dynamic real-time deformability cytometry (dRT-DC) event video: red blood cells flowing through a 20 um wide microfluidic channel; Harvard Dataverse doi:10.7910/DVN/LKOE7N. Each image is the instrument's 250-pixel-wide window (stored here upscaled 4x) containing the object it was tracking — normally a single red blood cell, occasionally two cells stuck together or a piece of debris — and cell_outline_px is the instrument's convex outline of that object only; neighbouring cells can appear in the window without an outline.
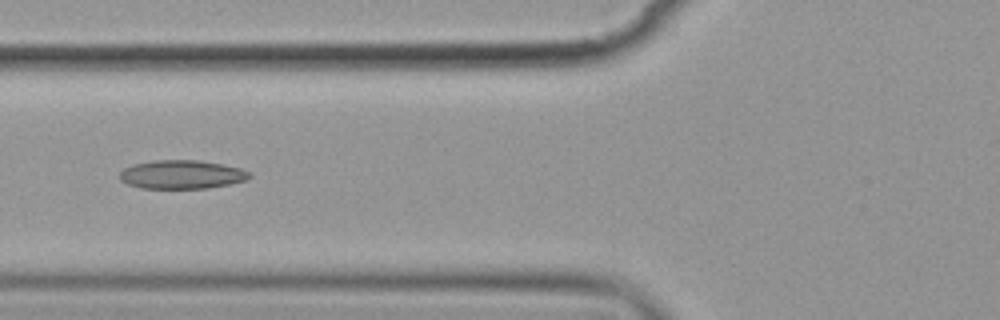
{"species": "common noctule bat (a hibernating species)", "species_latin": "Nyctalus noctula", "temperature_condition": "cold", "stored_images_in_passage": 7, "camera_frame_rate_fps": 3000, "um_per_image_px": 0.085, "animal": {"sex": "female", "body_mass_g": 19.9}, "frame": {"image": 1, "passage_image": 6, "time_ms": 6.667, "image_size_px": [1000, 320], "cell_outline_px": [[252, 176], [248, 180], [208, 188], [140, 188], [128, 184], [120, 180], [120, 172], [124, 168], [132, 164], [156, 160], [196, 160], [220, 164], [240, 168], [248, 172]], "centroid_in_image_um": [15.43, 14.83], "position_along_channel_um": 110.4, "area_um2": 21.56}}
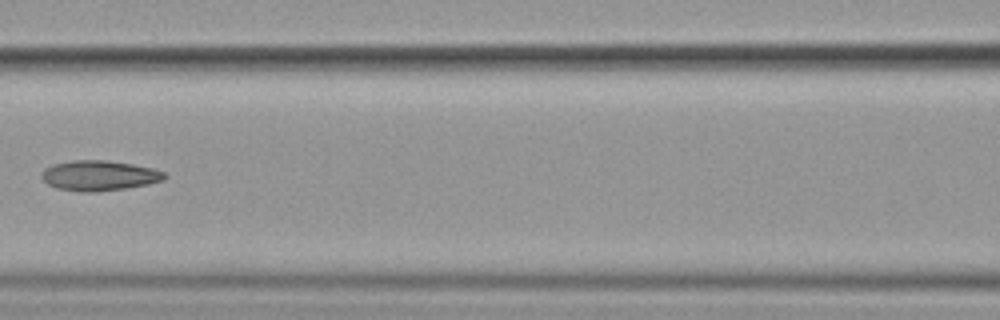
{"frame": {"image": 2, "passage_image": 7, "time_ms": 8.0, "image_size_px": [1000, 320], "cell_outline_px": [[168, 176], [164, 180], [148, 184], [128, 188], [96, 192], [80, 192], [56, 188], [48, 184], [44, 180], [44, 168], [52, 164], [72, 160], [104, 160], [132, 164], [152, 168], [164, 172]], "centroid_in_image_um": [8.46, 14.93], "position_along_channel_um": 158.1, "area_um2": 21.62}}